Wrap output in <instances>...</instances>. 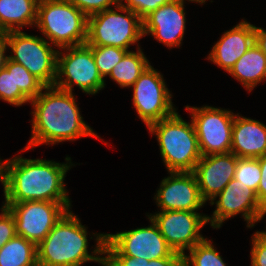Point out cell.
<instances>
[{
	"mask_svg": "<svg viewBox=\"0 0 266 266\" xmlns=\"http://www.w3.org/2000/svg\"><path fill=\"white\" fill-rule=\"evenodd\" d=\"M39 0H0V33L20 31L37 21Z\"/></svg>",
	"mask_w": 266,
	"mask_h": 266,
	"instance_id": "44dd1931",
	"label": "cell"
},
{
	"mask_svg": "<svg viewBox=\"0 0 266 266\" xmlns=\"http://www.w3.org/2000/svg\"><path fill=\"white\" fill-rule=\"evenodd\" d=\"M96 245L89 254L87 227L68 210L37 246L38 266H82L97 262L104 266V233H92Z\"/></svg>",
	"mask_w": 266,
	"mask_h": 266,
	"instance_id": "3957f363",
	"label": "cell"
},
{
	"mask_svg": "<svg viewBox=\"0 0 266 266\" xmlns=\"http://www.w3.org/2000/svg\"><path fill=\"white\" fill-rule=\"evenodd\" d=\"M147 128L158 141L160 155L168 173L195 170L201 153L192 119L190 123L186 122L175 111Z\"/></svg>",
	"mask_w": 266,
	"mask_h": 266,
	"instance_id": "277c9868",
	"label": "cell"
},
{
	"mask_svg": "<svg viewBox=\"0 0 266 266\" xmlns=\"http://www.w3.org/2000/svg\"><path fill=\"white\" fill-rule=\"evenodd\" d=\"M183 255V266H226L222 256L218 253L208 238L196 244Z\"/></svg>",
	"mask_w": 266,
	"mask_h": 266,
	"instance_id": "cb8c5ba5",
	"label": "cell"
},
{
	"mask_svg": "<svg viewBox=\"0 0 266 266\" xmlns=\"http://www.w3.org/2000/svg\"><path fill=\"white\" fill-rule=\"evenodd\" d=\"M128 51L113 46H92L93 57L103 79L109 76L114 66Z\"/></svg>",
	"mask_w": 266,
	"mask_h": 266,
	"instance_id": "484cf974",
	"label": "cell"
},
{
	"mask_svg": "<svg viewBox=\"0 0 266 266\" xmlns=\"http://www.w3.org/2000/svg\"><path fill=\"white\" fill-rule=\"evenodd\" d=\"M0 158V182L3 186V177H4V161Z\"/></svg>",
	"mask_w": 266,
	"mask_h": 266,
	"instance_id": "74e56055",
	"label": "cell"
},
{
	"mask_svg": "<svg viewBox=\"0 0 266 266\" xmlns=\"http://www.w3.org/2000/svg\"><path fill=\"white\" fill-rule=\"evenodd\" d=\"M149 260L130 256H104V266H146Z\"/></svg>",
	"mask_w": 266,
	"mask_h": 266,
	"instance_id": "d6a6232c",
	"label": "cell"
},
{
	"mask_svg": "<svg viewBox=\"0 0 266 266\" xmlns=\"http://www.w3.org/2000/svg\"><path fill=\"white\" fill-rule=\"evenodd\" d=\"M60 49L55 87L73 92L76 85L89 95H95L105 88L106 83L96 66L92 46L85 43Z\"/></svg>",
	"mask_w": 266,
	"mask_h": 266,
	"instance_id": "52a82bcc",
	"label": "cell"
},
{
	"mask_svg": "<svg viewBox=\"0 0 266 266\" xmlns=\"http://www.w3.org/2000/svg\"><path fill=\"white\" fill-rule=\"evenodd\" d=\"M8 59L23 65L45 86H54L57 76V54L45 38L22 31L6 32Z\"/></svg>",
	"mask_w": 266,
	"mask_h": 266,
	"instance_id": "ba28073f",
	"label": "cell"
},
{
	"mask_svg": "<svg viewBox=\"0 0 266 266\" xmlns=\"http://www.w3.org/2000/svg\"><path fill=\"white\" fill-rule=\"evenodd\" d=\"M234 178L257 193L261 180L259 158H238Z\"/></svg>",
	"mask_w": 266,
	"mask_h": 266,
	"instance_id": "4316f807",
	"label": "cell"
},
{
	"mask_svg": "<svg viewBox=\"0 0 266 266\" xmlns=\"http://www.w3.org/2000/svg\"><path fill=\"white\" fill-rule=\"evenodd\" d=\"M154 196L160 211L197 212L205 203L194 172H169Z\"/></svg>",
	"mask_w": 266,
	"mask_h": 266,
	"instance_id": "9a60e30c",
	"label": "cell"
},
{
	"mask_svg": "<svg viewBox=\"0 0 266 266\" xmlns=\"http://www.w3.org/2000/svg\"><path fill=\"white\" fill-rule=\"evenodd\" d=\"M87 17L119 4L120 0H67Z\"/></svg>",
	"mask_w": 266,
	"mask_h": 266,
	"instance_id": "4dcf8cb0",
	"label": "cell"
},
{
	"mask_svg": "<svg viewBox=\"0 0 266 266\" xmlns=\"http://www.w3.org/2000/svg\"><path fill=\"white\" fill-rule=\"evenodd\" d=\"M35 26L58 49L87 42L88 17L67 0H39Z\"/></svg>",
	"mask_w": 266,
	"mask_h": 266,
	"instance_id": "5b68a950",
	"label": "cell"
},
{
	"mask_svg": "<svg viewBox=\"0 0 266 266\" xmlns=\"http://www.w3.org/2000/svg\"><path fill=\"white\" fill-rule=\"evenodd\" d=\"M131 87L133 106L147 127L177 111L163 75L153 66L149 65Z\"/></svg>",
	"mask_w": 266,
	"mask_h": 266,
	"instance_id": "7c38bea8",
	"label": "cell"
},
{
	"mask_svg": "<svg viewBox=\"0 0 266 266\" xmlns=\"http://www.w3.org/2000/svg\"><path fill=\"white\" fill-rule=\"evenodd\" d=\"M0 266H38L37 246L16 235L0 249Z\"/></svg>",
	"mask_w": 266,
	"mask_h": 266,
	"instance_id": "603a6c76",
	"label": "cell"
},
{
	"mask_svg": "<svg viewBox=\"0 0 266 266\" xmlns=\"http://www.w3.org/2000/svg\"><path fill=\"white\" fill-rule=\"evenodd\" d=\"M66 163L53 160L27 159L16 155L4 161L3 204L25 201L71 203L64 180L73 165L71 157Z\"/></svg>",
	"mask_w": 266,
	"mask_h": 266,
	"instance_id": "6da1fadb",
	"label": "cell"
},
{
	"mask_svg": "<svg viewBox=\"0 0 266 266\" xmlns=\"http://www.w3.org/2000/svg\"><path fill=\"white\" fill-rule=\"evenodd\" d=\"M146 266H183V255L173 252L169 257L149 260Z\"/></svg>",
	"mask_w": 266,
	"mask_h": 266,
	"instance_id": "e575fe53",
	"label": "cell"
},
{
	"mask_svg": "<svg viewBox=\"0 0 266 266\" xmlns=\"http://www.w3.org/2000/svg\"><path fill=\"white\" fill-rule=\"evenodd\" d=\"M184 0H171L143 20V37L151 35L169 49L180 47L186 30Z\"/></svg>",
	"mask_w": 266,
	"mask_h": 266,
	"instance_id": "2e32d148",
	"label": "cell"
},
{
	"mask_svg": "<svg viewBox=\"0 0 266 266\" xmlns=\"http://www.w3.org/2000/svg\"><path fill=\"white\" fill-rule=\"evenodd\" d=\"M251 238L250 266H266V230L256 231Z\"/></svg>",
	"mask_w": 266,
	"mask_h": 266,
	"instance_id": "f546056e",
	"label": "cell"
},
{
	"mask_svg": "<svg viewBox=\"0 0 266 266\" xmlns=\"http://www.w3.org/2000/svg\"><path fill=\"white\" fill-rule=\"evenodd\" d=\"M238 157L232 152L201 156L193 171L203 200H213L234 178Z\"/></svg>",
	"mask_w": 266,
	"mask_h": 266,
	"instance_id": "e0dca14e",
	"label": "cell"
},
{
	"mask_svg": "<svg viewBox=\"0 0 266 266\" xmlns=\"http://www.w3.org/2000/svg\"><path fill=\"white\" fill-rule=\"evenodd\" d=\"M185 108L190 112L201 156L229 153L235 114L230 110L208 105H186Z\"/></svg>",
	"mask_w": 266,
	"mask_h": 266,
	"instance_id": "9c48e42d",
	"label": "cell"
},
{
	"mask_svg": "<svg viewBox=\"0 0 266 266\" xmlns=\"http://www.w3.org/2000/svg\"><path fill=\"white\" fill-rule=\"evenodd\" d=\"M0 100L17 107L30 103L20 90H15L14 62L10 59H7L5 67L0 70Z\"/></svg>",
	"mask_w": 266,
	"mask_h": 266,
	"instance_id": "d4e9b609",
	"label": "cell"
},
{
	"mask_svg": "<svg viewBox=\"0 0 266 266\" xmlns=\"http://www.w3.org/2000/svg\"><path fill=\"white\" fill-rule=\"evenodd\" d=\"M255 43L254 25L243 19L223 33L207 60L229 72L236 61Z\"/></svg>",
	"mask_w": 266,
	"mask_h": 266,
	"instance_id": "ac0fdd59",
	"label": "cell"
},
{
	"mask_svg": "<svg viewBox=\"0 0 266 266\" xmlns=\"http://www.w3.org/2000/svg\"><path fill=\"white\" fill-rule=\"evenodd\" d=\"M230 152L238 158H259L266 154V125L235 114Z\"/></svg>",
	"mask_w": 266,
	"mask_h": 266,
	"instance_id": "d6986e66",
	"label": "cell"
},
{
	"mask_svg": "<svg viewBox=\"0 0 266 266\" xmlns=\"http://www.w3.org/2000/svg\"><path fill=\"white\" fill-rule=\"evenodd\" d=\"M137 46V51L129 50L109 74V78L121 88L131 87L143 71L151 64L139 43Z\"/></svg>",
	"mask_w": 266,
	"mask_h": 266,
	"instance_id": "7402d4cb",
	"label": "cell"
},
{
	"mask_svg": "<svg viewBox=\"0 0 266 266\" xmlns=\"http://www.w3.org/2000/svg\"><path fill=\"white\" fill-rule=\"evenodd\" d=\"M7 48V39L6 33H0V70L5 67L8 55H6Z\"/></svg>",
	"mask_w": 266,
	"mask_h": 266,
	"instance_id": "8d00e7d4",
	"label": "cell"
},
{
	"mask_svg": "<svg viewBox=\"0 0 266 266\" xmlns=\"http://www.w3.org/2000/svg\"><path fill=\"white\" fill-rule=\"evenodd\" d=\"M146 216L157 225L169 247L181 255L205 239L200 234V230L208 223L207 215L203 213L169 210Z\"/></svg>",
	"mask_w": 266,
	"mask_h": 266,
	"instance_id": "5bb4252c",
	"label": "cell"
},
{
	"mask_svg": "<svg viewBox=\"0 0 266 266\" xmlns=\"http://www.w3.org/2000/svg\"><path fill=\"white\" fill-rule=\"evenodd\" d=\"M13 214L16 233L38 246L51 229L71 209V203L25 201L3 204Z\"/></svg>",
	"mask_w": 266,
	"mask_h": 266,
	"instance_id": "8fae6325",
	"label": "cell"
},
{
	"mask_svg": "<svg viewBox=\"0 0 266 266\" xmlns=\"http://www.w3.org/2000/svg\"><path fill=\"white\" fill-rule=\"evenodd\" d=\"M142 37V19L120 2L114 9L112 7L88 16L86 43L90 46H113L128 50Z\"/></svg>",
	"mask_w": 266,
	"mask_h": 266,
	"instance_id": "8992f818",
	"label": "cell"
},
{
	"mask_svg": "<svg viewBox=\"0 0 266 266\" xmlns=\"http://www.w3.org/2000/svg\"><path fill=\"white\" fill-rule=\"evenodd\" d=\"M0 249L7 243L10 239L17 235L16 225L13 214L10 210L1 206L0 208Z\"/></svg>",
	"mask_w": 266,
	"mask_h": 266,
	"instance_id": "1f68e13d",
	"label": "cell"
},
{
	"mask_svg": "<svg viewBox=\"0 0 266 266\" xmlns=\"http://www.w3.org/2000/svg\"><path fill=\"white\" fill-rule=\"evenodd\" d=\"M151 222L148 227H141L116 234L105 233V256H130L155 260L169 257L174 251L161 235L157 225Z\"/></svg>",
	"mask_w": 266,
	"mask_h": 266,
	"instance_id": "30bf717a",
	"label": "cell"
},
{
	"mask_svg": "<svg viewBox=\"0 0 266 266\" xmlns=\"http://www.w3.org/2000/svg\"><path fill=\"white\" fill-rule=\"evenodd\" d=\"M30 104L33 106L32 135L20 152L88 136L101 139L83 120L73 92L45 86Z\"/></svg>",
	"mask_w": 266,
	"mask_h": 266,
	"instance_id": "7a4b0ae2",
	"label": "cell"
},
{
	"mask_svg": "<svg viewBox=\"0 0 266 266\" xmlns=\"http://www.w3.org/2000/svg\"><path fill=\"white\" fill-rule=\"evenodd\" d=\"M15 90H20L30 101L36 98L45 85L23 65L14 62Z\"/></svg>",
	"mask_w": 266,
	"mask_h": 266,
	"instance_id": "83f0119b",
	"label": "cell"
},
{
	"mask_svg": "<svg viewBox=\"0 0 266 266\" xmlns=\"http://www.w3.org/2000/svg\"><path fill=\"white\" fill-rule=\"evenodd\" d=\"M259 162L261 168V180L256 195L260 207L266 212V154L259 157Z\"/></svg>",
	"mask_w": 266,
	"mask_h": 266,
	"instance_id": "836d02e7",
	"label": "cell"
},
{
	"mask_svg": "<svg viewBox=\"0 0 266 266\" xmlns=\"http://www.w3.org/2000/svg\"><path fill=\"white\" fill-rule=\"evenodd\" d=\"M185 1V0H184ZM186 1H189V2H196V3H199V4H205L206 1L208 0H186Z\"/></svg>",
	"mask_w": 266,
	"mask_h": 266,
	"instance_id": "f35d334b",
	"label": "cell"
},
{
	"mask_svg": "<svg viewBox=\"0 0 266 266\" xmlns=\"http://www.w3.org/2000/svg\"><path fill=\"white\" fill-rule=\"evenodd\" d=\"M247 91L251 92L257 84L266 79V55L254 43L228 72Z\"/></svg>",
	"mask_w": 266,
	"mask_h": 266,
	"instance_id": "ffe728a7",
	"label": "cell"
},
{
	"mask_svg": "<svg viewBox=\"0 0 266 266\" xmlns=\"http://www.w3.org/2000/svg\"><path fill=\"white\" fill-rule=\"evenodd\" d=\"M210 205H216L211 217L207 215V222L214 229L221 228L224 221L238 214L244 218L247 227L251 228L266 215L259 205L256 192L235 178L210 201Z\"/></svg>",
	"mask_w": 266,
	"mask_h": 266,
	"instance_id": "4fadbf2b",
	"label": "cell"
},
{
	"mask_svg": "<svg viewBox=\"0 0 266 266\" xmlns=\"http://www.w3.org/2000/svg\"><path fill=\"white\" fill-rule=\"evenodd\" d=\"M254 36L256 45L266 55V30L254 25Z\"/></svg>",
	"mask_w": 266,
	"mask_h": 266,
	"instance_id": "d590c367",
	"label": "cell"
},
{
	"mask_svg": "<svg viewBox=\"0 0 266 266\" xmlns=\"http://www.w3.org/2000/svg\"><path fill=\"white\" fill-rule=\"evenodd\" d=\"M170 1L171 0H120V3L127 9L134 11L143 20L151 12Z\"/></svg>",
	"mask_w": 266,
	"mask_h": 266,
	"instance_id": "f1b7e54d",
	"label": "cell"
}]
</instances>
